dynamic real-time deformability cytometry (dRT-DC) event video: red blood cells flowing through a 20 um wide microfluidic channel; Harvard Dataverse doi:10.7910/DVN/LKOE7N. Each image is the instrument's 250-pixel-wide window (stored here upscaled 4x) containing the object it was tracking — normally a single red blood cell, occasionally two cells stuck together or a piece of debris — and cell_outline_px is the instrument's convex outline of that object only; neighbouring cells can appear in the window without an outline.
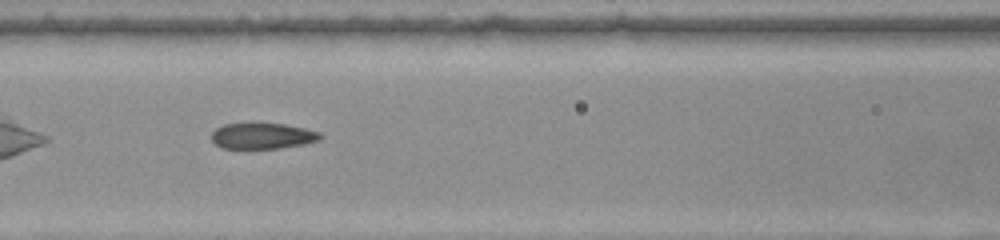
{"species": "common noctule bat (a hibernating species)", "species_latin": "Nyctalus noctula", "temperature_condition": "warm", "stored_images_in_passage": 13, "camera_frame_rate_fps": 3000, "um_per_image_px": 0.085, "animal": {"sex": "female", "body_mass_g": 22.0, "forearm_length_mm": 56.7}, "frame": {"image": 1, "passage_image": 8, "time_ms": 2.333, "image_size_px": [1000, 240], "cell_outline_px": [[324, 136], [320, 140], [304, 144], [280, 148], [220, 148], [212, 140], [212, 132], [216, 128], [224, 124], [284, 124], [304, 128], [320, 132]], "centroid_in_image_um": [22.34, 11.56], "position_along_channel_um": 144.3, "area_um2": 16.3}}
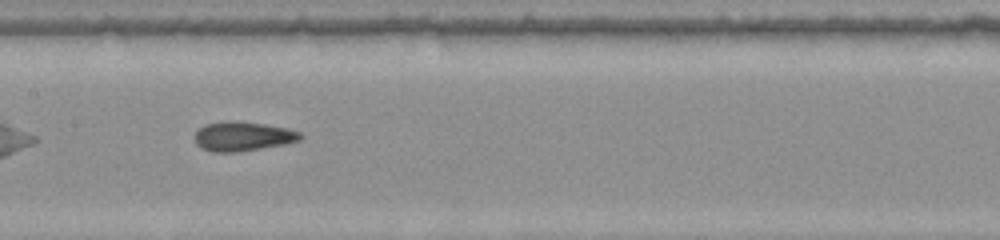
{"frame": {"image": 2, "passage_image": 11, "time_ms": 3.333, "image_size_px": [1000, 240], "cell_outline_px": [[304, 136], [300, 140], [284, 144], [236, 152], [212, 152], [200, 148], [196, 144], [192, 136], [204, 124], [264, 124], [288, 128], [300, 132]], "centroid_in_image_um": [20.64, 11.64], "position_along_channel_um": 186.8, "area_um2": 17.34}}